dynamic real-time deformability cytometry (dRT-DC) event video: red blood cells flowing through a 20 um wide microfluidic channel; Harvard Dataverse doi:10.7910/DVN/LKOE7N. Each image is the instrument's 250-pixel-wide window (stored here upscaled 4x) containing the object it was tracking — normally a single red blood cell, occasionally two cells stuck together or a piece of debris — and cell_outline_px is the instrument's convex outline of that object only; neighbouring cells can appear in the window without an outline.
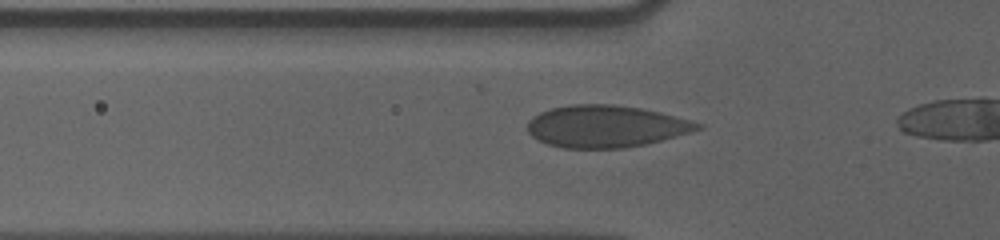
{"species": "human", "species_latin": "Homo sapiens", "temperature_condition": "cold", "stored_images_in_passage": 6, "camera_frame_rate_fps": 3000, "um_per_image_px": 0.085, "donor": {"sex": "male"}, "frame": {"image": 1, "passage_image": 3, "time_ms": 0.667, "image_size_px": [1000, 240], "cell_outline_px": [[704, 128], [660, 140], [644, 144], [624, 148], [560, 148], [536, 140], [528, 132], [528, 120], [532, 116], [540, 112], [552, 108], [572, 104], [612, 104], [640, 108], [660, 112], [704, 124]], "centroid_in_image_um": [51.46, 10.74], "position_along_channel_um": 74.3, "area_um2": 41.62}}